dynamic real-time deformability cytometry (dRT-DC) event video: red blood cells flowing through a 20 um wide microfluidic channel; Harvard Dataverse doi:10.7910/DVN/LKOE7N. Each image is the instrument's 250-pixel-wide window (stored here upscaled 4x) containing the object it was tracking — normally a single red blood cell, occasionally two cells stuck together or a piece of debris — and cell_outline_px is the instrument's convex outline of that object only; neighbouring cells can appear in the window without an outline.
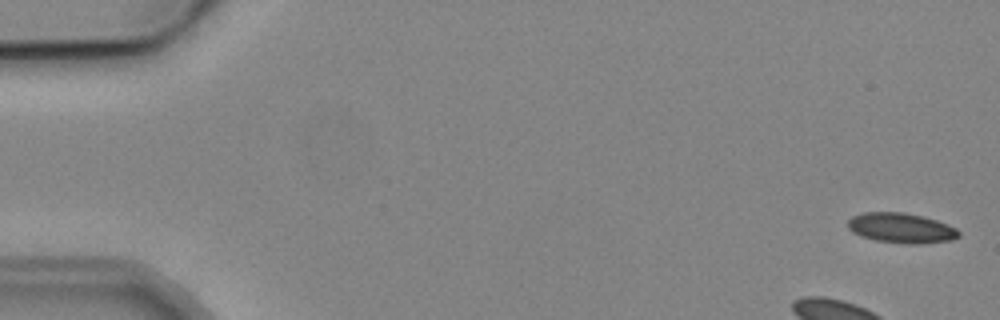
{"species": "common noctule bat (a hibernating species)", "species_latin": "Nyctalus noctula", "temperature_condition": "cold", "stored_images_in_passage": 6, "camera_frame_rate_fps": 3000, "um_per_image_px": 0.085, "animal": {"sex": "male", "body_mass_g": 19.2, "forearm_length_mm": 51.8}, "frame": {"image": 1, "passage_image": 1, "time_ms": 0.0, "image_size_px": [1000, 320], "cell_outline_px": [[960, 236], [952, 240], [920, 244], [908, 244], [876, 240], [860, 236], [852, 232], [848, 228], [848, 220], [852, 216], [864, 212], [904, 212], [936, 220], [948, 224], [956, 228], [960, 232]], "centroid_in_image_um": [76.6, 19.38], "position_along_channel_um": 8.4, "area_um2": 19.48}}
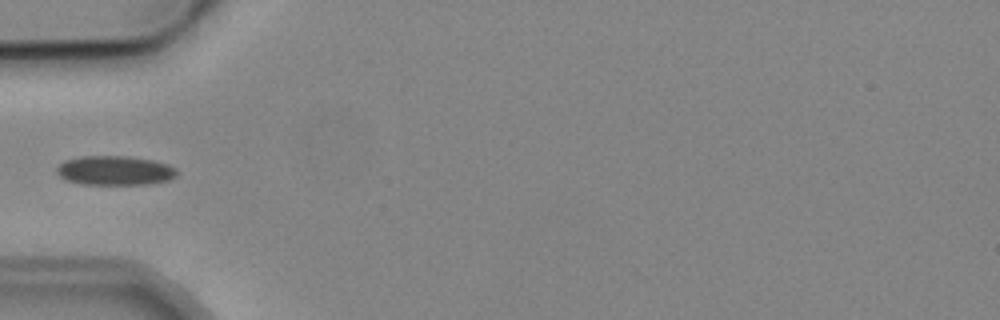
{"frame": {"image": 2, "passage_image": 5, "time_ms": 5.667, "image_size_px": [1000, 320], "cell_outline_px": [[176, 176], [168, 180], [152, 184], [80, 184], [64, 180], [56, 172], [56, 168], [64, 160], [80, 156], [128, 156], [152, 160], [168, 164], [176, 168]], "centroid_in_image_um": [9.74, 14.49], "position_along_channel_um": 75.3, "area_um2": 20.69}}